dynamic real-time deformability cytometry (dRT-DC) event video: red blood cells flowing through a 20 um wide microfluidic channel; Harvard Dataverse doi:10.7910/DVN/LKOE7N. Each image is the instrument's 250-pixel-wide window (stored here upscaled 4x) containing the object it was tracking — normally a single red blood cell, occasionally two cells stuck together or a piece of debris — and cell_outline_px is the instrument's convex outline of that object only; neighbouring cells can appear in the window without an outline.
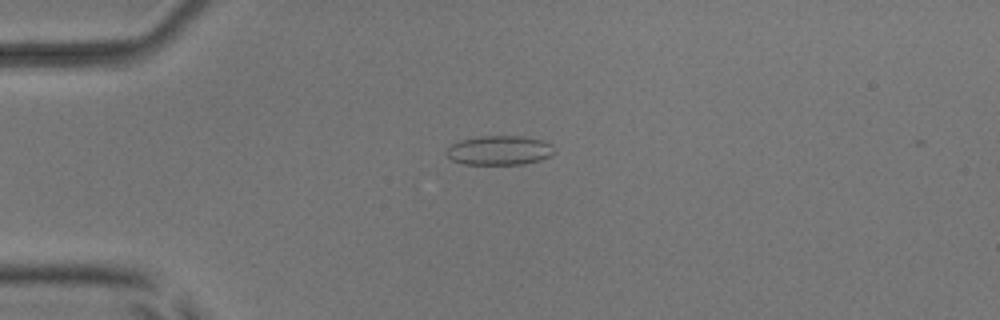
{"species": "common noctule bat (a hibernating species)", "species_latin": "Nyctalus noctula", "temperature_condition": "room temperature", "stored_images_in_passage": 42, "camera_frame_rate_fps": 3000, "um_per_image_px": 0.085, "animal": {"sex": "male", "body_mass_g": 17.9, "forearm_length_mm": 54.2}, "frame": {"image": 1, "passage_image": 3, "time_ms": 0.667, "image_size_px": [1000, 320], "cell_outline_px": [[556, 152], [552, 156], [540, 160], [524, 164], [464, 164], [452, 160], [444, 152], [452, 144], [460, 140], [480, 136], [524, 136], [540, 140], [552, 144], [556, 148]], "centroid_in_image_um": [42.49, 12.78], "position_along_channel_um": 42.5, "area_um2": 18.61}}
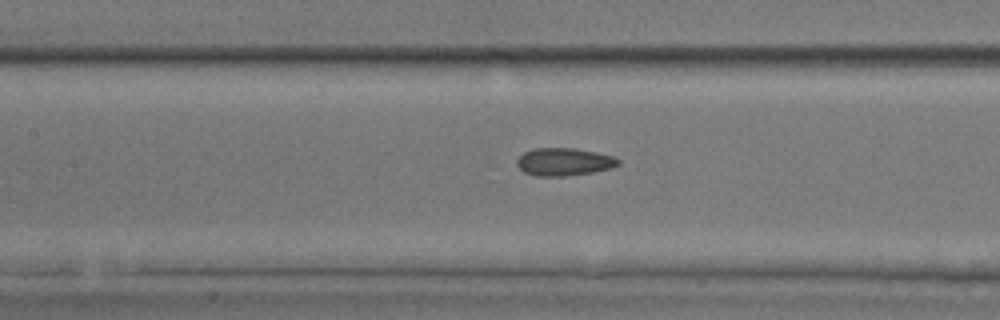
{"frame": {"image": 2, "passage_image": 14, "time_ms": 4.333, "image_size_px": [1000, 320], "cell_outline_px": [[620, 164], [612, 168], [592, 172], [564, 176], [536, 176], [524, 172], [516, 164], [516, 160], [524, 152], [532, 148], [576, 148], [596, 152], [612, 156], [620, 160]], "centroid_in_image_um": [47.93, 13.75], "position_along_channel_um": 159.5, "area_um2": 16.42}}
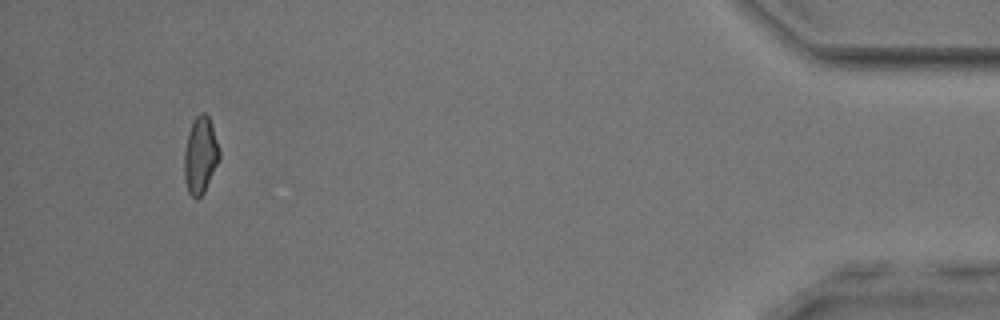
{"frame": {"image": 3, "passage_image": 39, "time_ms": 12.667, "image_size_px": [1000, 320], "cell_outline_px": [[220, 160], [204, 192], [196, 200], [188, 192], [184, 180], [184, 152], [188, 132], [196, 116], [200, 112], [204, 112], [208, 116], [220, 152]], "centroid_in_image_um": [17.02, 13.24], "position_along_channel_um": 418.2, "area_um2": 15.66}, "authors_computed_cell_mechanics": {"area_um2": 15.8372, "velocity_mm_per_s": 3.9514, "shape_relaxation_time_tau1_ms": null, "shape_relaxation_time_tau2_ms": 1.9242, "deformation_change_tau1": null, "deformation_change_tau2": 0.0887}}